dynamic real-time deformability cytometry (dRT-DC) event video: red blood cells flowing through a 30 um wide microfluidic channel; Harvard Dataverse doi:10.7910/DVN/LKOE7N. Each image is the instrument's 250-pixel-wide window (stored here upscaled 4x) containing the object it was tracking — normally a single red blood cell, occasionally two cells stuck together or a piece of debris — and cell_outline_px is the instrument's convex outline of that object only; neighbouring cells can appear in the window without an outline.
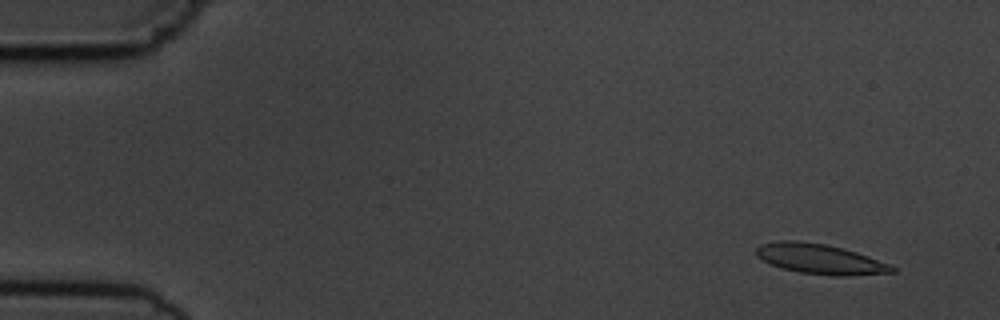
{"species": "common noctule bat (a hibernating species)", "species_latin": "Nyctalus noctula", "temperature_condition": "cold", "stored_images_in_passage": 6, "camera_frame_rate_fps": 3000, "um_per_image_px": 0.085, "animal": {"sex": "male", "body_mass_g": 19.5, "forearm_length_mm": 54.6}, "frame": {"image": 1, "passage_image": 1, "time_ms": 0.0, "image_size_px": [1000, 320], "cell_outline_px": [[896, 272], [848, 276], [836, 276], [800, 272], [780, 268], [756, 256], [756, 248], [760, 244], [780, 240], [796, 240], [824, 244], [844, 248], [868, 256], [888, 264], [896, 268]], "centroid_in_image_um": [69.69, 22.01], "position_along_channel_um": 15.3, "area_um2": 23.7}}
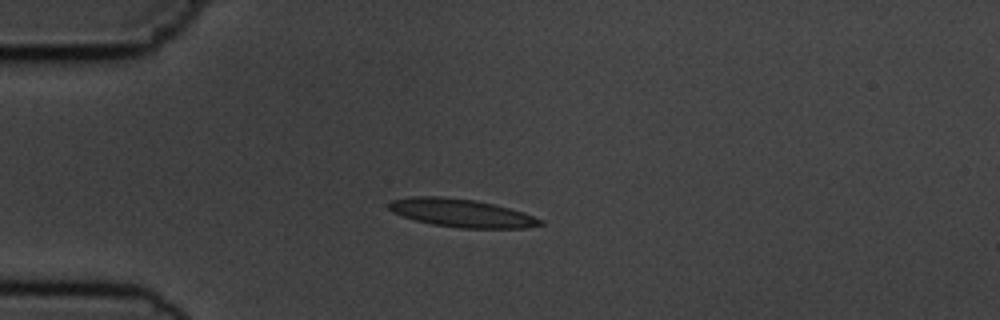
{"frame": {"image": 2, "passage_image": 4, "time_ms": 3.333, "image_size_px": [1000, 320], "cell_outline_px": [[544, 224], [524, 228], [460, 228], [432, 224], [416, 220], [392, 212], [388, 208], [388, 204], [392, 200], [412, 196], [440, 196], [476, 200], [524, 212], [544, 220]], "centroid_in_image_um": [39.24, 18.1], "position_along_channel_um": 45.8, "area_um2": 24.74}}
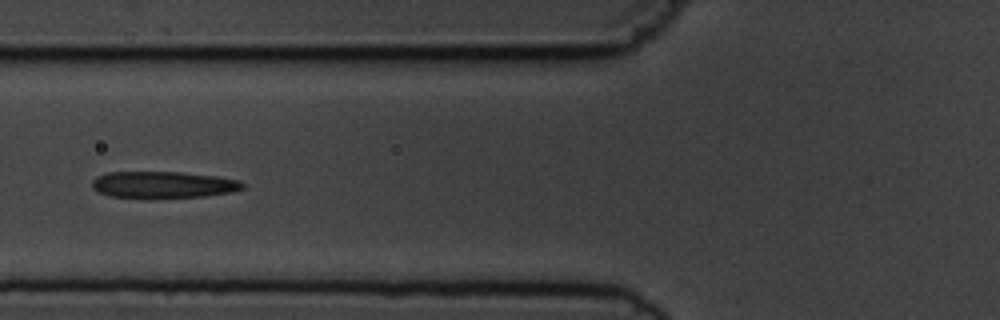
{"frame": {"image": 3, "passage_image": 6, "time_ms": 5.667, "image_size_px": [1000, 320], "cell_outline_px": [[244, 188], [232, 192], [204, 196], [108, 196], [92, 188], [92, 180], [96, 176], [108, 172], [180, 172], [216, 176], [240, 180], [244, 184]], "centroid_in_image_um": [13.89, 15.67], "position_along_channel_um": 111.9, "area_um2": 22.77}}